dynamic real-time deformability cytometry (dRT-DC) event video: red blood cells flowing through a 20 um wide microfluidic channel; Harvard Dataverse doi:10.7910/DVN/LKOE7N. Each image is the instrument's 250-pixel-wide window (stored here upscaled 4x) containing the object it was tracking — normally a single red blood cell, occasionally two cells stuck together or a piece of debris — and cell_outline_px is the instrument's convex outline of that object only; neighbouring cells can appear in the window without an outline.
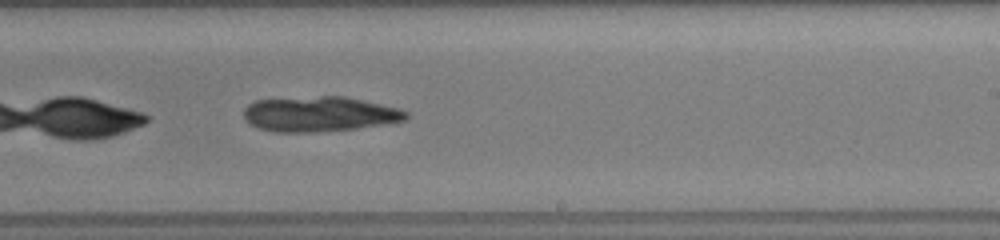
{"species": "common noctule bat (a hibernating species)", "species_latin": "Nyctalus noctula", "temperature_condition": "room temperature", "stored_images_in_passage": 30, "camera_frame_rate_fps": 3000, "um_per_image_px": 0.085, "animal": {"sex": "female", "body_mass_g": 19.5, "forearm_length_mm": 54.1}, "frame": {"image": 1, "passage_image": 25, "time_ms": 10.667, "image_size_px": [1000, 240], "cell_outline_px": [[408, 116], [404, 120], [392, 124], [356, 128], [316, 132], [276, 132], [260, 128], [244, 120], [244, 108], [248, 104], [256, 100], [320, 96], [344, 96], [400, 108], [408, 112]], "centroid_in_image_um": [27.19, 9.7], "position_along_channel_um": 261.8, "area_um2": 33.29}}